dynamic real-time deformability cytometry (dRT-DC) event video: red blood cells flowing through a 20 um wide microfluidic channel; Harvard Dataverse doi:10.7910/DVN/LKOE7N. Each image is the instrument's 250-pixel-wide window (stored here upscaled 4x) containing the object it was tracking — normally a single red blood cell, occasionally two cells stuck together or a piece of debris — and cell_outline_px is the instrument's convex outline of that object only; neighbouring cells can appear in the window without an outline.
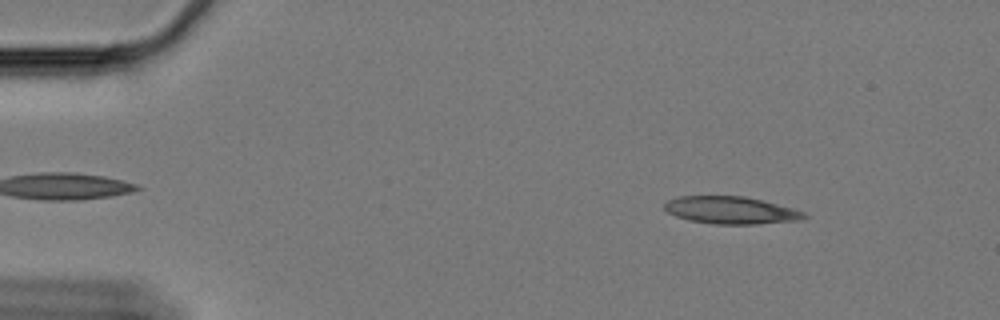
{"species": "Egyptian fruit bat (a non-hibernating species)", "species_latin": "Rousettus aegyptiacus", "temperature_condition": "cold", "stored_images_in_passage": 59, "camera_frame_rate_fps": 3000, "um_per_image_px": 0.085, "animal": {"sex": "female"}, "frame": {"image": 1, "passage_image": 7, "time_ms": 2.0, "image_size_px": [1000, 320], "cell_outline_px": [[808, 216], [800, 220], [756, 224], [716, 224], [692, 220], [676, 216], [668, 212], [664, 208], [664, 204], [668, 200], [680, 196], [744, 196], [792, 208], [804, 212]], "centroid_in_image_um": [62.12, 17.87], "position_along_channel_um": 22.9, "area_um2": 21.96}}
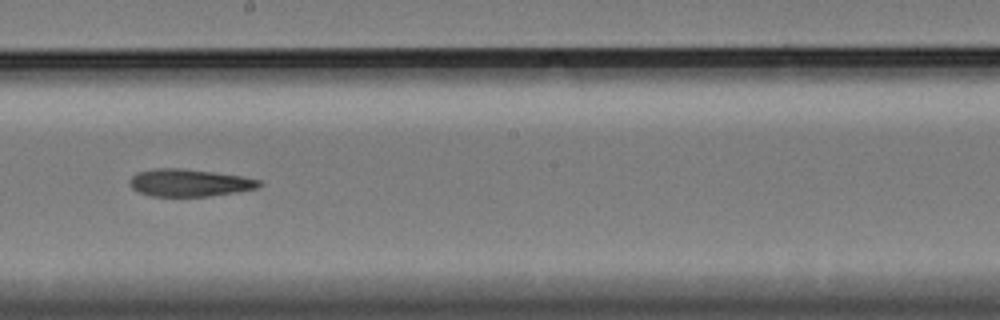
{"frame": {"image": 2, "passage_image": 33, "time_ms": 10.667, "image_size_px": [1000, 320], "cell_outline_px": [[264, 184], [256, 188], [236, 192], [208, 196], [152, 196], [140, 192], [132, 188], [128, 184], [128, 180], [136, 172], [156, 168], [180, 168], [212, 172], [240, 176], [260, 180]], "centroid_in_image_um": [16.06, 15.53], "position_along_channel_um": 232.1, "area_um2": 20.58}}
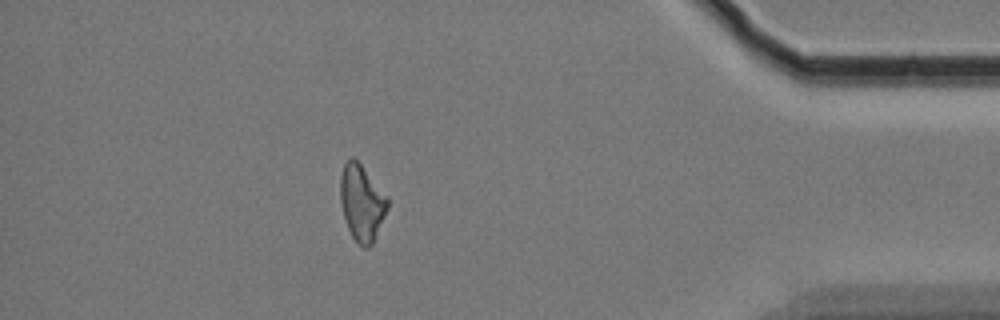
{"frame": {"image": 3, "passage_image": 52, "time_ms": 17.0, "image_size_px": [1000, 320], "cell_outline_px": [[388, 208], [372, 244], [368, 248], [364, 248], [352, 236], [348, 228], [344, 216], [340, 200], [340, 176], [344, 164], [352, 156], [360, 164], [388, 196]], "centroid_in_image_um": [30.75, 17.22], "position_along_channel_um": 404.4, "area_um2": 20.69}, "authors_computed_cell_mechanics": {"area_um2": 21.5016, "velocity_mm_per_s": 3.3438, "shape_relaxation_time_tau1_ms": null, "shape_relaxation_time_tau2_ms": 9.5377, "deformation_change_tau1": null, "deformation_change_tau2": 0.2158}}